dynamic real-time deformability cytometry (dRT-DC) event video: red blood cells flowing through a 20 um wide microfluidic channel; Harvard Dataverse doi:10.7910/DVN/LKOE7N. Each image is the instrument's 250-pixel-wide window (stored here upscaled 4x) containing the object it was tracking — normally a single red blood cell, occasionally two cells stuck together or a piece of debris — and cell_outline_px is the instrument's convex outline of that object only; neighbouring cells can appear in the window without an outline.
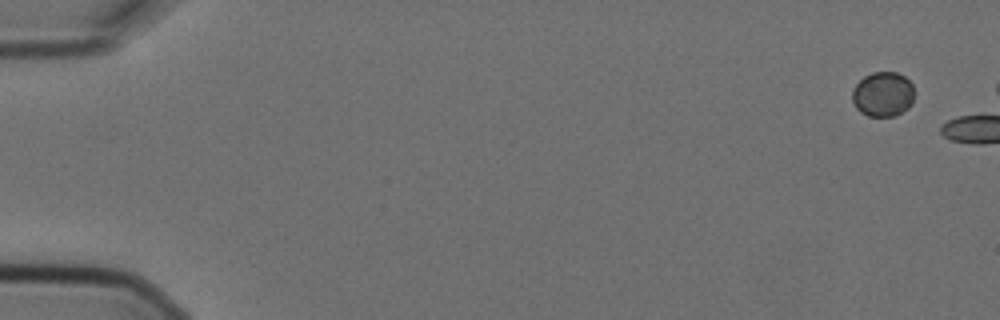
{"species": "Egyptian fruit bat (a non-hibernating species)", "species_latin": "Rousettus aegyptiacus", "temperature_condition": "cold", "stored_images_in_passage": 4, "camera_frame_rate_fps": 3000, "um_per_image_px": 0.085, "animal": {"sex": "female"}, "frame": {"image": 1, "passage_image": 1, "time_ms": 0.0, "image_size_px": [1000, 320], "cell_outline_px": [[912, 104], [908, 108], [896, 116], [868, 116], [860, 112], [856, 108], [852, 100], [852, 88], [864, 76], [872, 72], [896, 72], [904, 76], [912, 84]], "centroid_in_image_um": [75.02, 8.01], "position_along_channel_um": 10.0, "area_um2": 16.24}}